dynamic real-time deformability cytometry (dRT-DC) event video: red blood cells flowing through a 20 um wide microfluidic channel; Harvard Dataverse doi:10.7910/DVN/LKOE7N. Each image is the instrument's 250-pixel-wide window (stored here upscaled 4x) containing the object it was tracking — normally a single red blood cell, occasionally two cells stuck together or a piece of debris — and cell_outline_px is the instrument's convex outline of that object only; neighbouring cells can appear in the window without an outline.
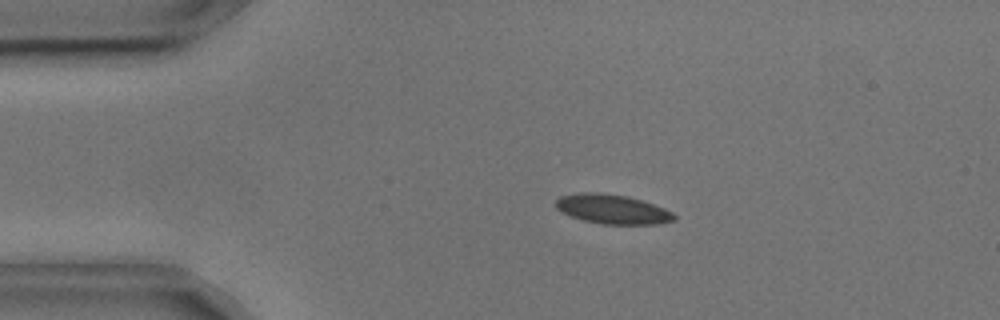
{"species": "common noctule bat (a hibernating species)", "species_latin": "Nyctalus noctula", "temperature_condition": "cold", "stored_images_in_passage": 54, "camera_frame_rate_fps": 3000, "um_per_image_px": 0.085, "animal": {"sex": "male", "body_mass_g": 17.9, "forearm_length_mm": 54.2}, "frame": {"image": 1, "passage_image": 10, "time_ms": 3.0, "image_size_px": [1000, 320], "cell_outline_px": [[676, 220], [660, 224], [600, 224], [584, 220], [572, 216], [556, 208], [556, 200], [560, 196], [580, 192], [596, 192], [628, 196], [664, 208], [672, 212], [676, 216]], "centroid_in_image_um": [52.07, 17.78], "position_along_channel_um": 32.9, "area_um2": 20.17}}
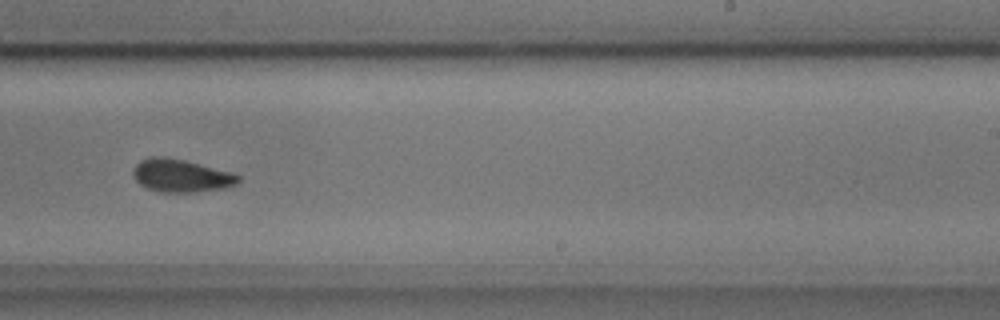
{"frame": {"image": 2, "passage_image": 33, "time_ms": 10.667, "image_size_px": [1000, 320], "cell_outline_px": [[240, 180], [236, 184], [224, 188], [192, 192], [164, 192], [148, 188], [140, 184], [136, 180], [132, 172], [132, 168], [140, 160], [148, 156], [164, 156], [184, 160], [236, 172], [240, 176]], "centroid_in_image_um": [15.41, 14.91], "position_along_channel_um": 273.6, "area_um2": 20.35}}
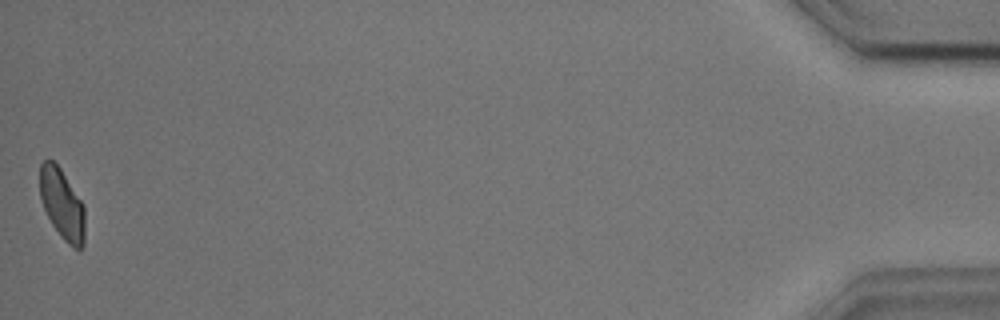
{"frame": {"image": 3, "passage_image": 54, "time_ms": 17.667, "image_size_px": [1000, 320], "cell_outline_px": [[84, 244], [80, 252], [72, 248], [60, 236], [52, 224], [44, 208], [40, 196], [40, 164], [44, 160], [52, 160], [60, 168], [84, 204]], "centroid_in_image_um": [5.29, 17.39], "position_along_channel_um": 429.9, "area_um2": 18.55}, "authors_computed_cell_mechanics": {"area_um2": 19.7965, "velocity_mm_per_s": 3.6261, "shape_relaxation_time_tau1_ms": 3.2386, "shape_relaxation_time_tau2_ms": 2.9787, "deformation_change_tau1": 0.0926, "deformation_change_tau2": 0.0617}}